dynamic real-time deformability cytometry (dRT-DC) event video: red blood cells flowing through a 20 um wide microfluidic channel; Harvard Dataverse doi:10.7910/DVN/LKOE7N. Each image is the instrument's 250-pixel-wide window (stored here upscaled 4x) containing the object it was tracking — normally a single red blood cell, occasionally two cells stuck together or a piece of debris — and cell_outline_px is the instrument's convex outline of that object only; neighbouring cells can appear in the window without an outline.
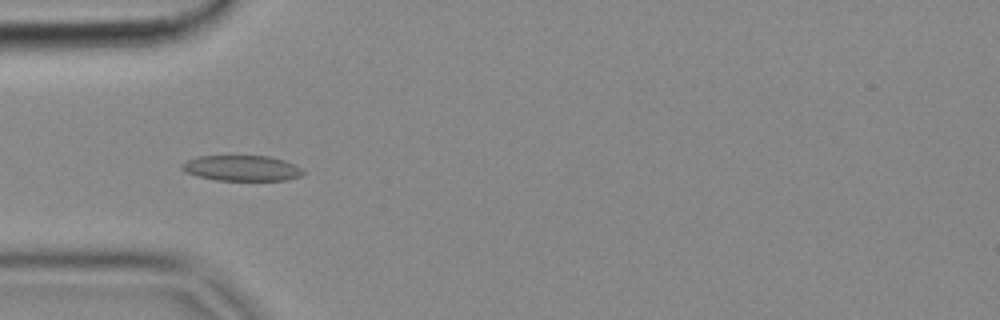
{"species": "common noctule bat (a hibernating species)", "species_latin": "Nyctalus noctula", "temperature_condition": "cold", "stored_images_in_passage": 5, "camera_frame_rate_fps": 3000, "um_per_image_px": 0.085, "animal": {"sex": "female", "body_mass_g": 18.4}, "frame": {"image": 1, "passage_image": 4, "time_ms": 1.0, "image_size_px": [1000, 320], "cell_outline_px": [[304, 172], [300, 176], [288, 180], [216, 180], [196, 176], [184, 172], [180, 168], [180, 164], [188, 160], [200, 156], [268, 156], [284, 160], [296, 164], [304, 168]], "centroid_in_image_um": [20.56, 14.29], "position_along_channel_um": 64.4, "area_um2": 18.21}}
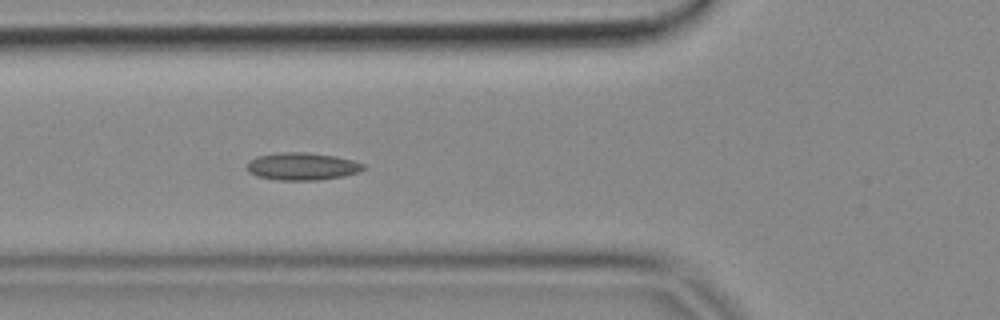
{"frame": {"image": 2, "passage_image": 5, "time_ms": 1.333, "image_size_px": [1000, 320], "cell_outline_px": [[368, 168], [360, 172], [344, 176], [320, 180], [280, 180], [256, 176], [248, 172], [244, 168], [248, 160], [256, 156], [280, 152], [304, 152], [336, 156], [352, 160], [364, 164]], "centroid_in_image_um": [25.67, 14.14], "position_along_channel_um": 100.1, "area_um2": 19.02}}